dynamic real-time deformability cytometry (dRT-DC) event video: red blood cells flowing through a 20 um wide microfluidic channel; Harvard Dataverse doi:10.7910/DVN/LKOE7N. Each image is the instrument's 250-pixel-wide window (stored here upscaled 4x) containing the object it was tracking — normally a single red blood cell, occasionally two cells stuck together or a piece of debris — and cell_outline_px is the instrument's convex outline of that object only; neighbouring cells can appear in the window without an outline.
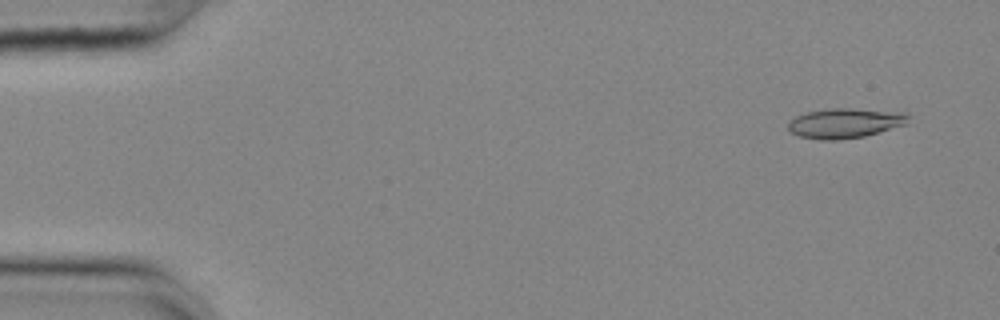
{"species": "common noctule bat (a hibernating species)", "species_latin": "Nyctalus noctula", "temperature_condition": "cold", "stored_images_in_passage": 56, "camera_frame_rate_fps": 3000, "um_per_image_px": 0.085, "animal": {"sex": "female", "body_mass_g": 25.1}, "frame": {"image": 1, "passage_image": 4, "time_ms": 1.0, "image_size_px": [1000, 320], "cell_outline_px": [[908, 124], [880, 132], [864, 136], [836, 140], [820, 140], [800, 136], [792, 132], [788, 128], [788, 124], [796, 116], [808, 112], [828, 108], [848, 108], [908, 112]], "centroid_in_image_um": [71.88, 10.46], "position_along_channel_um": 13.1, "area_um2": 20.92}}
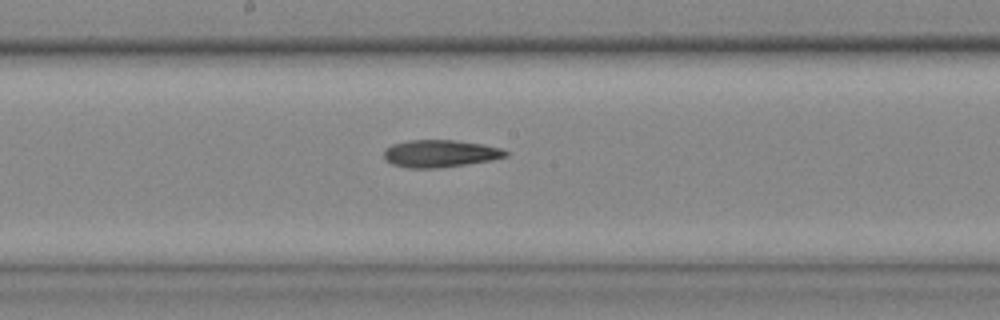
{"frame": {"image": 2, "passage_image": 30, "time_ms": 9.667, "image_size_px": [1000, 320], "cell_outline_px": [[508, 156], [492, 160], [436, 168], [408, 168], [392, 164], [384, 160], [384, 148], [392, 144], [408, 140], [456, 140], [484, 144], [500, 148], [508, 152]], "centroid_in_image_um": [37.38, 13.04], "position_along_channel_um": 210.8, "area_um2": 19.48}}
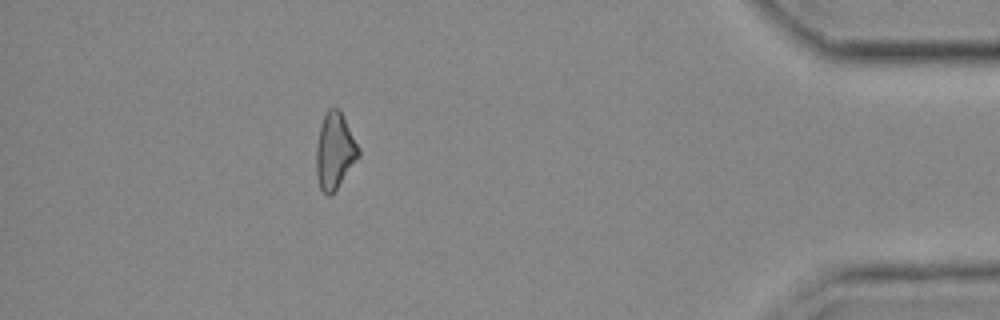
{"frame": {"image": 3, "passage_image": 50, "time_ms": 16.333, "image_size_px": [1000, 320], "cell_outline_px": [[360, 156], [336, 188], [328, 196], [320, 188], [316, 176], [316, 148], [320, 128], [324, 116], [328, 108], [340, 108], [360, 148]], "centroid_in_image_um": [28.46, 12.8], "position_along_channel_um": 406.7, "area_um2": 18.67}}